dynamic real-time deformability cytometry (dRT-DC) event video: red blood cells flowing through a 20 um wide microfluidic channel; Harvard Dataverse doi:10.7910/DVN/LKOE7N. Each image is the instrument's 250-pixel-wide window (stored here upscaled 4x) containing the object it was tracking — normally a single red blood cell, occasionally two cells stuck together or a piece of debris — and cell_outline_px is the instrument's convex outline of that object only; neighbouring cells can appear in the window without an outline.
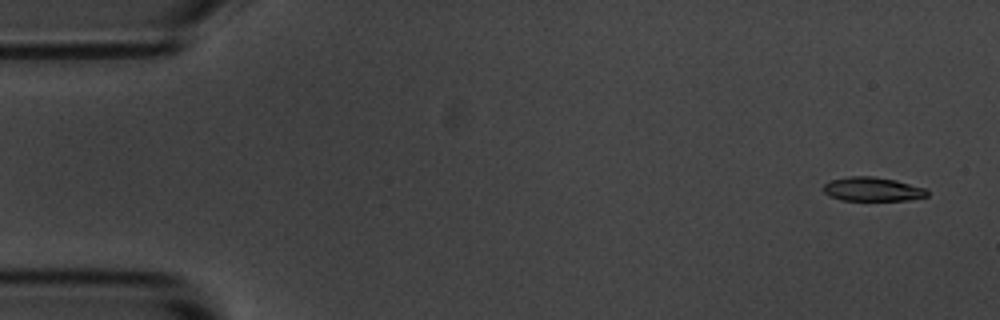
{"species": "common noctule bat (a hibernating species)", "species_latin": "Nyctalus noctula", "temperature_condition": "room temperature", "stored_images_in_passage": 10, "camera_frame_rate_fps": 3000, "um_per_image_px": 0.085, "animal": {"sex": "male", "body_mass_g": 20.1, "forearm_length_mm": 53.5}, "frame": {"image": 1, "passage_image": 1, "time_ms": 0.0, "image_size_px": [1000, 320], "cell_outline_px": [[928, 196], [908, 200], [840, 200], [828, 196], [824, 192], [824, 184], [832, 180], [848, 176], [872, 176], [896, 180], [924, 188], [928, 192]], "centroid_in_image_um": [74.14, 16.08], "position_along_channel_um": 10.9, "area_um2": 14.45}}
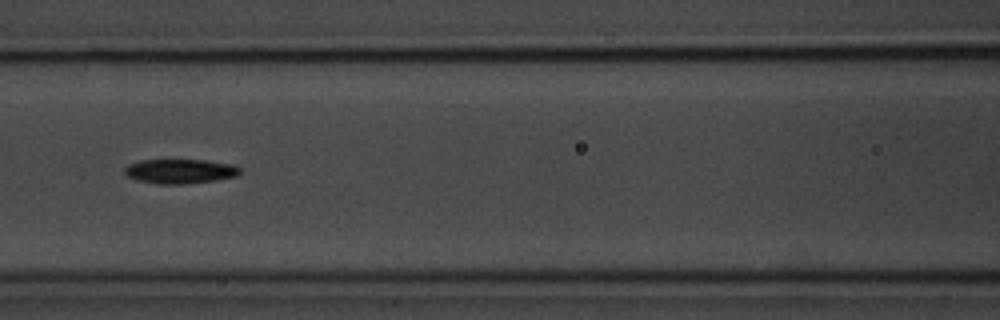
{"frame": {"image": 2, "passage_image": 7, "time_ms": 7.0, "image_size_px": [1000, 320], "cell_outline_px": [[240, 172], [236, 176], [216, 180], [184, 184], [156, 184], [136, 180], [128, 176], [124, 172], [124, 168], [128, 164], [140, 160], [204, 160], [232, 164], [240, 168]], "centroid_in_image_um": [15.27, 14.56], "position_along_channel_um": 151.3, "area_um2": 16.47}}
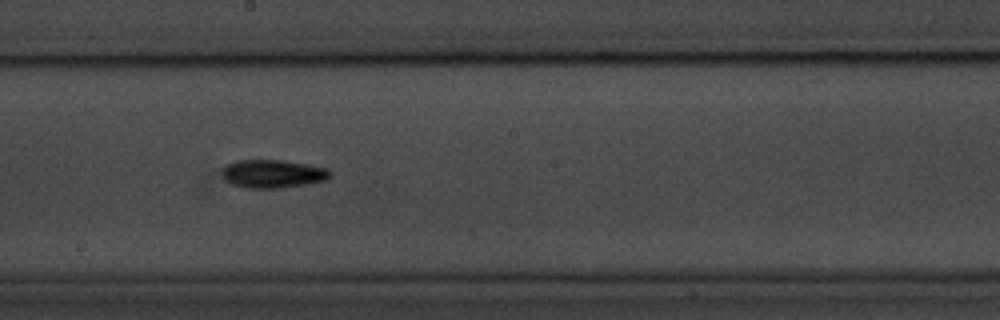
{"frame": {"image": 3, "passage_image": 9, "time_ms": 9.0, "image_size_px": [1000, 320], "cell_outline_px": [[332, 176], [324, 180], [304, 184], [280, 188], [248, 188], [232, 184], [220, 172], [228, 164], [236, 160], [280, 160], [328, 168], [332, 172]], "centroid_in_image_um": [23.2, 14.77], "position_along_channel_um": 225.0, "area_um2": 17.51}}